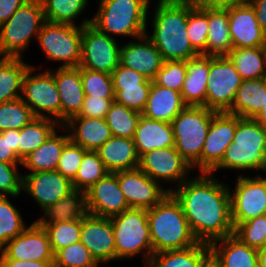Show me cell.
I'll return each instance as SVG.
<instances>
[{"mask_svg": "<svg viewBox=\"0 0 266 267\" xmlns=\"http://www.w3.org/2000/svg\"><path fill=\"white\" fill-rule=\"evenodd\" d=\"M9 142L10 148L18 156V147H19V130L9 129Z\"/></svg>", "mask_w": 266, "mask_h": 267, "instance_id": "obj_59", "label": "cell"}, {"mask_svg": "<svg viewBox=\"0 0 266 267\" xmlns=\"http://www.w3.org/2000/svg\"><path fill=\"white\" fill-rule=\"evenodd\" d=\"M52 71L61 99V125L79 114L85 93L81 81L80 67H58Z\"/></svg>", "mask_w": 266, "mask_h": 267, "instance_id": "obj_23", "label": "cell"}, {"mask_svg": "<svg viewBox=\"0 0 266 267\" xmlns=\"http://www.w3.org/2000/svg\"><path fill=\"white\" fill-rule=\"evenodd\" d=\"M111 75L114 87H131L152 84V80L147 79L144 75L121 64L117 66Z\"/></svg>", "mask_w": 266, "mask_h": 267, "instance_id": "obj_52", "label": "cell"}, {"mask_svg": "<svg viewBox=\"0 0 266 267\" xmlns=\"http://www.w3.org/2000/svg\"><path fill=\"white\" fill-rule=\"evenodd\" d=\"M235 185V189H229L234 228L266 214V178L258 174L253 178L239 175Z\"/></svg>", "mask_w": 266, "mask_h": 267, "instance_id": "obj_13", "label": "cell"}, {"mask_svg": "<svg viewBox=\"0 0 266 267\" xmlns=\"http://www.w3.org/2000/svg\"><path fill=\"white\" fill-rule=\"evenodd\" d=\"M229 33L233 48L263 47L266 32L256 19L249 2L228 7Z\"/></svg>", "mask_w": 266, "mask_h": 267, "instance_id": "obj_21", "label": "cell"}, {"mask_svg": "<svg viewBox=\"0 0 266 267\" xmlns=\"http://www.w3.org/2000/svg\"><path fill=\"white\" fill-rule=\"evenodd\" d=\"M23 190L45 210L74 191L72 181L57 170L23 175Z\"/></svg>", "mask_w": 266, "mask_h": 267, "instance_id": "obj_20", "label": "cell"}, {"mask_svg": "<svg viewBox=\"0 0 266 267\" xmlns=\"http://www.w3.org/2000/svg\"><path fill=\"white\" fill-rule=\"evenodd\" d=\"M254 8L260 27L266 32V0H248Z\"/></svg>", "mask_w": 266, "mask_h": 267, "instance_id": "obj_58", "label": "cell"}, {"mask_svg": "<svg viewBox=\"0 0 266 267\" xmlns=\"http://www.w3.org/2000/svg\"><path fill=\"white\" fill-rule=\"evenodd\" d=\"M0 259L54 261L46 230L33 221L20 235L0 249Z\"/></svg>", "mask_w": 266, "mask_h": 267, "instance_id": "obj_16", "label": "cell"}, {"mask_svg": "<svg viewBox=\"0 0 266 267\" xmlns=\"http://www.w3.org/2000/svg\"><path fill=\"white\" fill-rule=\"evenodd\" d=\"M78 25L45 21L37 37L40 48L51 61H62L60 67H79L81 58L82 26L90 24L85 18Z\"/></svg>", "mask_w": 266, "mask_h": 267, "instance_id": "obj_9", "label": "cell"}, {"mask_svg": "<svg viewBox=\"0 0 266 267\" xmlns=\"http://www.w3.org/2000/svg\"><path fill=\"white\" fill-rule=\"evenodd\" d=\"M87 214L85 191L74 190L44 210L43 217L36 220L39 225L79 220Z\"/></svg>", "mask_w": 266, "mask_h": 267, "instance_id": "obj_34", "label": "cell"}, {"mask_svg": "<svg viewBox=\"0 0 266 267\" xmlns=\"http://www.w3.org/2000/svg\"><path fill=\"white\" fill-rule=\"evenodd\" d=\"M7 196H0V249L28 226Z\"/></svg>", "mask_w": 266, "mask_h": 267, "instance_id": "obj_42", "label": "cell"}, {"mask_svg": "<svg viewBox=\"0 0 266 267\" xmlns=\"http://www.w3.org/2000/svg\"><path fill=\"white\" fill-rule=\"evenodd\" d=\"M209 246L210 257L219 267H258L257 249L234 235L215 240Z\"/></svg>", "mask_w": 266, "mask_h": 267, "instance_id": "obj_25", "label": "cell"}, {"mask_svg": "<svg viewBox=\"0 0 266 267\" xmlns=\"http://www.w3.org/2000/svg\"><path fill=\"white\" fill-rule=\"evenodd\" d=\"M41 0H29L0 26V57L23 58L32 37L45 22Z\"/></svg>", "mask_w": 266, "mask_h": 267, "instance_id": "obj_7", "label": "cell"}, {"mask_svg": "<svg viewBox=\"0 0 266 267\" xmlns=\"http://www.w3.org/2000/svg\"><path fill=\"white\" fill-rule=\"evenodd\" d=\"M202 267H219L214 261L213 259L210 257Z\"/></svg>", "mask_w": 266, "mask_h": 267, "instance_id": "obj_62", "label": "cell"}, {"mask_svg": "<svg viewBox=\"0 0 266 267\" xmlns=\"http://www.w3.org/2000/svg\"><path fill=\"white\" fill-rule=\"evenodd\" d=\"M89 0H41L45 20L76 25L74 20L86 9Z\"/></svg>", "mask_w": 266, "mask_h": 267, "instance_id": "obj_40", "label": "cell"}, {"mask_svg": "<svg viewBox=\"0 0 266 267\" xmlns=\"http://www.w3.org/2000/svg\"><path fill=\"white\" fill-rule=\"evenodd\" d=\"M243 79L227 56H210L206 108L227 112L235 100Z\"/></svg>", "mask_w": 266, "mask_h": 267, "instance_id": "obj_11", "label": "cell"}, {"mask_svg": "<svg viewBox=\"0 0 266 267\" xmlns=\"http://www.w3.org/2000/svg\"><path fill=\"white\" fill-rule=\"evenodd\" d=\"M57 131L22 160V166L29 169L30 173L56 170L63 148L70 140L69 134L58 135Z\"/></svg>", "mask_w": 266, "mask_h": 267, "instance_id": "obj_31", "label": "cell"}, {"mask_svg": "<svg viewBox=\"0 0 266 267\" xmlns=\"http://www.w3.org/2000/svg\"><path fill=\"white\" fill-rule=\"evenodd\" d=\"M266 99V77L243 80L232 107L227 113L243 118H255Z\"/></svg>", "mask_w": 266, "mask_h": 267, "instance_id": "obj_30", "label": "cell"}, {"mask_svg": "<svg viewBox=\"0 0 266 267\" xmlns=\"http://www.w3.org/2000/svg\"><path fill=\"white\" fill-rule=\"evenodd\" d=\"M60 128L69 131L70 140L86 151H97L112 137L105 118L73 116Z\"/></svg>", "mask_w": 266, "mask_h": 267, "instance_id": "obj_24", "label": "cell"}, {"mask_svg": "<svg viewBox=\"0 0 266 267\" xmlns=\"http://www.w3.org/2000/svg\"><path fill=\"white\" fill-rule=\"evenodd\" d=\"M237 115L217 112L209 126L201 152V173H210L222 160L227 147L233 142Z\"/></svg>", "mask_w": 266, "mask_h": 267, "instance_id": "obj_17", "label": "cell"}, {"mask_svg": "<svg viewBox=\"0 0 266 267\" xmlns=\"http://www.w3.org/2000/svg\"><path fill=\"white\" fill-rule=\"evenodd\" d=\"M40 226H42L48 234L53 254L59 249L80 241L81 219Z\"/></svg>", "mask_w": 266, "mask_h": 267, "instance_id": "obj_44", "label": "cell"}, {"mask_svg": "<svg viewBox=\"0 0 266 267\" xmlns=\"http://www.w3.org/2000/svg\"><path fill=\"white\" fill-rule=\"evenodd\" d=\"M119 187L130 208L151 209L157 205L171 188L151 179L139 167L115 173Z\"/></svg>", "mask_w": 266, "mask_h": 267, "instance_id": "obj_15", "label": "cell"}, {"mask_svg": "<svg viewBox=\"0 0 266 267\" xmlns=\"http://www.w3.org/2000/svg\"><path fill=\"white\" fill-rule=\"evenodd\" d=\"M35 118L30 107L21 98L0 103V132L8 129L21 130Z\"/></svg>", "mask_w": 266, "mask_h": 267, "instance_id": "obj_43", "label": "cell"}, {"mask_svg": "<svg viewBox=\"0 0 266 267\" xmlns=\"http://www.w3.org/2000/svg\"><path fill=\"white\" fill-rule=\"evenodd\" d=\"M133 141L139 157L148 151L175 145L171 123L152 120L143 115L138 120Z\"/></svg>", "mask_w": 266, "mask_h": 267, "instance_id": "obj_27", "label": "cell"}, {"mask_svg": "<svg viewBox=\"0 0 266 267\" xmlns=\"http://www.w3.org/2000/svg\"><path fill=\"white\" fill-rule=\"evenodd\" d=\"M195 5L208 8H227L248 2V0H192Z\"/></svg>", "mask_w": 266, "mask_h": 267, "instance_id": "obj_57", "label": "cell"}, {"mask_svg": "<svg viewBox=\"0 0 266 267\" xmlns=\"http://www.w3.org/2000/svg\"><path fill=\"white\" fill-rule=\"evenodd\" d=\"M0 161V196L17 197L23 191V175L18 173V166Z\"/></svg>", "mask_w": 266, "mask_h": 267, "instance_id": "obj_51", "label": "cell"}, {"mask_svg": "<svg viewBox=\"0 0 266 267\" xmlns=\"http://www.w3.org/2000/svg\"><path fill=\"white\" fill-rule=\"evenodd\" d=\"M86 152L80 145L69 140L63 148L56 170L72 181Z\"/></svg>", "mask_w": 266, "mask_h": 267, "instance_id": "obj_50", "label": "cell"}, {"mask_svg": "<svg viewBox=\"0 0 266 267\" xmlns=\"http://www.w3.org/2000/svg\"><path fill=\"white\" fill-rule=\"evenodd\" d=\"M186 72V60L164 61L152 81L157 85L181 92Z\"/></svg>", "mask_w": 266, "mask_h": 267, "instance_id": "obj_48", "label": "cell"}, {"mask_svg": "<svg viewBox=\"0 0 266 267\" xmlns=\"http://www.w3.org/2000/svg\"><path fill=\"white\" fill-rule=\"evenodd\" d=\"M140 116L141 113L114 101L105 120L112 136L133 139Z\"/></svg>", "mask_w": 266, "mask_h": 267, "instance_id": "obj_39", "label": "cell"}, {"mask_svg": "<svg viewBox=\"0 0 266 267\" xmlns=\"http://www.w3.org/2000/svg\"><path fill=\"white\" fill-rule=\"evenodd\" d=\"M89 250L81 242L59 249L54 254L53 267H98Z\"/></svg>", "mask_w": 266, "mask_h": 267, "instance_id": "obj_45", "label": "cell"}, {"mask_svg": "<svg viewBox=\"0 0 266 267\" xmlns=\"http://www.w3.org/2000/svg\"><path fill=\"white\" fill-rule=\"evenodd\" d=\"M265 165L266 128L254 118L237 116L233 142L225 150L221 162L210 173L227 168L239 171L264 170Z\"/></svg>", "mask_w": 266, "mask_h": 267, "instance_id": "obj_4", "label": "cell"}, {"mask_svg": "<svg viewBox=\"0 0 266 267\" xmlns=\"http://www.w3.org/2000/svg\"><path fill=\"white\" fill-rule=\"evenodd\" d=\"M147 215L153 254L186 249L199 242L190 229L180 203L170 192L148 209Z\"/></svg>", "mask_w": 266, "mask_h": 267, "instance_id": "obj_3", "label": "cell"}, {"mask_svg": "<svg viewBox=\"0 0 266 267\" xmlns=\"http://www.w3.org/2000/svg\"><path fill=\"white\" fill-rule=\"evenodd\" d=\"M61 125L49 118L36 117L19 130L18 157L22 161L36 148L41 146Z\"/></svg>", "mask_w": 266, "mask_h": 267, "instance_id": "obj_37", "label": "cell"}, {"mask_svg": "<svg viewBox=\"0 0 266 267\" xmlns=\"http://www.w3.org/2000/svg\"><path fill=\"white\" fill-rule=\"evenodd\" d=\"M54 261L0 259V267H53Z\"/></svg>", "mask_w": 266, "mask_h": 267, "instance_id": "obj_56", "label": "cell"}, {"mask_svg": "<svg viewBox=\"0 0 266 267\" xmlns=\"http://www.w3.org/2000/svg\"><path fill=\"white\" fill-rule=\"evenodd\" d=\"M29 0H0V26Z\"/></svg>", "mask_w": 266, "mask_h": 267, "instance_id": "obj_55", "label": "cell"}, {"mask_svg": "<svg viewBox=\"0 0 266 267\" xmlns=\"http://www.w3.org/2000/svg\"><path fill=\"white\" fill-rule=\"evenodd\" d=\"M96 152L109 173L139 166V156L131 138L112 136Z\"/></svg>", "mask_w": 266, "mask_h": 267, "instance_id": "obj_29", "label": "cell"}, {"mask_svg": "<svg viewBox=\"0 0 266 267\" xmlns=\"http://www.w3.org/2000/svg\"><path fill=\"white\" fill-rule=\"evenodd\" d=\"M80 241L97 263L116 260L114 231L110 218L87 213L81 219Z\"/></svg>", "mask_w": 266, "mask_h": 267, "instance_id": "obj_18", "label": "cell"}, {"mask_svg": "<svg viewBox=\"0 0 266 267\" xmlns=\"http://www.w3.org/2000/svg\"><path fill=\"white\" fill-rule=\"evenodd\" d=\"M187 72L181 90L186 106L206 107L207 78L210 69V56L199 54L186 60Z\"/></svg>", "mask_w": 266, "mask_h": 267, "instance_id": "obj_26", "label": "cell"}, {"mask_svg": "<svg viewBox=\"0 0 266 267\" xmlns=\"http://www.w3.org/2000/svg\"><path fill=\"white\" fill-rule=\"evenodd\" d=\"M87 213L110 218L130 209L115 173H108L85 191Z\"/></svg>", "mask_w": 266, "mask_h": 267, "instance_id": "obj_19", "label": "cell"}, {"mask_svg": "<svg viewBox=\"0 0 266 267\" xmlns=\"http://www.w3.org/2000/svg\"><path fill=\"white\" fill-rule=\"evenodd\" d=\"M258 123H260L264 128H266V104H264L261 111L254 118Z\"/></svg>", "mask_w": 266, "mask_h": 267, "instance_id": "obj_61", "label": "cell"}, {"mask_svg": "<svg viewBox=\"0 0 266 267\" xmlns=\"http://www.w3.org/2000/svg\"><path fill=\"white\" fill-rule=\"evenodd\" d=\"M242 243L254 249L266 246V214L238 224L234 234Z\"/></svg>", "mask_w": 266, "mask_h": 267, "instance_id": "obj_47", "label": "cell"}, {"mask_svg": "<svg viewBox=\"0 0 266 267\" xmlns=\"http://www.w3.org/2000/svg\"><path fill=\"white\" fill-rule=\"evenodd\" d=\"M0 161L11 164H22L17 154L10 148L9 129L0 132Z\"/></svg>", "mask_w": 266, "mask_h": 267, "instance_id": "obj_54", "label": "cell"}, {"mask_svg": "<svg viewBox=\"0 0 266 267\" xmlns=\"http://www.w3.org/2000/svg\"><path fill=\"white\" fill-rule=\"evenodd\" d=\"M35 68L31 65L24 75L21 99L36 117L53 119L61 125V99L54 75L50 69L33 75Z\"/></svg>", "mask_w": 266, "mask_h": 267, "instance_id": "obj_10", "label": "cell"}, {"mask_svg": "<svg viewBox=\"0 0 266 267\" xmlns=\"http://www.w3.org/2000/svg\"><path fill=\"white\" fill-rule=\"evenodd\" d=\"M213 176L200 173L170 189L195 238L207 244L234 234L230 187Z\"/></svg>", "mask_w": 266, "mask_h": 267, "instance_id": "obj_1", "label": "cell"}, {"mask_svg": "<svg viewBox=\"0 0 266 267\" xmlns=\"http://www.w3.org/2000/svg\"><path fill=\"white\" fill-rule=\"evenodd\" d=\"M217 112L206 107L186 106L171 122L176 150L201 172V152L212 117Z\"/></svg>", "mask_w": 266, "mask_h": 267, "instance_id": "obj_6", "label": "cell"}, {"mask_svg": "<svg viewBox=\"0 0 266 267\" xmlns=\"http://www.w3.org/2000/svg\"><path fill=\"white\" fill-rule=\"evenodd\" d=\"M208 34V7L197 6L188 0L187 35L193 49L206 55Z\"/></svg>", "mask_w": 266, "mask_h": 267, "instance_id": "obj_38", "label": "cell"}, {"mask_svg": "<svg viewBox=\"0 0 266 267\" xmlns=\"http://www.w3.org/2000/svg\"><path fill=\"white\" fill-rule=\"evenodd\" d=\"M120 47L115 37L99 31L91 23L82 26L79 67L112 74L120 64Z\"/></svg>", "mask_w": 266, "mask_h": 267, "instance_id": "obj_12", "label": "cell"}, {"mask_svg": "<svg viewBox=\"0 0 266 267\" xmlns=\"http://www.w3.org/2000/svg\"><path fill=\"white\" fill-rule=\"evenodd\" d=\"M185 107L181 92L157 85L152 81L147 104L141 115L152 120L171 123Z\"/></svg>", "mask_w": 266, "mask_h": 267, "instance_id": "obj_28", "label": "cell"}, {"mask_svg": "<svg viewBox=\"0 0 266 267\" xmlns=\"http://www.w3.org/2000/svg\"><path fill=\"white\" fill-rule=\"evenodd\" d=\"M110 219L114 231L116 260L130 259L141 253L147 265L153 255L147 210L130 208Z\"/></svg>", "mask_w": 266, "mask_h": 267, "instance_id": "obj_8", "label": "cell"}, {"mask_svg": "<svg viewBox=\"0 0 266 267\" xmlns=\"http://www.w3.org/2000/svg\"><path fill=\"white\" fill-rule=\"evenodd\" d=\"M258 267H266V246L257 250Z\"/></svg>", "mask_w": 266, "mask_h": 267, "instance_id": "obj_60", "label": "cell"}, {"mask_svg": "<svg viewBox=\"0 0 266 267\" xmlns=\"http://www.w3.org/2000/svg\"><path fill=\"white\" fill-rule=\"evenodd\" d=\"M233 49L227 8H208L206 55L227 56Z\"/></svg>", "mask_w": 266, "mask_h": 267, "instance_id": "obj_33", "label": "cell"}, {"mask_svg": "<svg viewBox=\"0 0 266 267\" xmlns=\"http://www.w3.org/2000/svg\"><path fill=\"white\" fill-rule=\"evenodd\" d=\"M138 40V41H136ZM120 64L153 80L164 60L147 34L120 47Z\"/></svg>", "mask_w": 266, "mask_h": 267, "instance_id": "obj_22", "label": "cell"}, {"mask_svg": "<svg viewBox=\"0 0 266 267\" xmlns=\"http://www.w3.org/2000/svg\"><path fill=\"white\" fill-rule=\"evenodd\" d=\"M108 173L98 153L96 151H87L75 178L72 180L73 188L74 190L86 191Z\"/></svg>", "mask_w": 266, "mask_h": 267, "instance_id": "obj_41", "label": "cell"}, {"mask_svg": "<svg viewBox=\"0 0 266 267\" xmlns=\"http://www.w3.org/2000/svg\"><path fill=\"white\" fill-rule=\"evenodd\" d=\"M209 258V244L198 242L186 249L154 253L145 267H202Z\"/></svg>", "mask_w": 266, "mask_h": 267, "instance_id": "obj_32", "label": "cell"}, {"mask_svg": "<svg viewBox=\"0 0 266 267\" xmlns=\"http://www.w3.org/2000/svg\"><path fill=\"white\" fill-rule=\"evenodd\" d=\"M227 57L243 80L266 77V52L263 47L233 48Z\"/></svg>", "mask_w": 266, "mask_h": 267, "instance_id": "obj_36", "label": "cell"}, {"mask_svg": "<svg viewBox=\"0 0 266 267\" xmlns=\"http://www.w3.org/2000/svg\"><path fill=\"white\" fill-rule=\"evenodd\" d=\"M151 179L161 182H174L175 187L180 186L188 179L192 167L183 159L174 146L154 149L139 157V166ZM178 182V183H176Z\"/></svg>", "mask_w": 266, "mask_h": 267, "instance_id": "obj_14", "label": "cell"}, {"mask_svg": "<svg viewBox=\"0 0 266 267\" xmlns=\"http://www.w3.org/2000/svg\"><path fill=\"white\" fill-rule=\"evenodd\" d=\"M23 58L0 57V103L21 98L25 73L31 66Z\"/></svg>", "mask_w": 266, "mask_h": 267, "instance_id": "obj_35", "label": "cell"}, {"mask_svg": "<svg viewBox=\"0 0 266 267\" xmlns=\"http://www.w3.org/2000/svg\"><path fill=\"white\" fill-rule=\"evenodd\" d=\"M114 98L85 96L81 111L76 116L86 118H105Z\"/></svg>", "mask_w": 266, "mask_h": 267, "instance_id": "obj_53", "label": "cell"}, {"mask_svg": "<svg viewBox=\"0 0 266 267\" xmlns=\"http://www.w3.org/2000/svg\"><path fill=\"white\" fill-rule=\"evenodd\" d=\"M81 81L85 96L115 98L111 74L81 68Z\"/></svg>", "mask_w": 266, "mask_h": 267, "instance_id": "obj_46", "label": "cell"}, {"mask_svg": "<svg viewBox=\"0 0 266 267\" xmlns=\"http://www.w3.org/2000/svg\"><path fill=\"white\" fill-rule=\"evenodd\" d=\"M155 6L153 33L147 36L162 59L188 60L198 56L187 35L188 0H158Z\"/></svg>", "mask_w": 266, "mask_h": 267, "instance_id": "obj_2", "label": "cell"}, {"mask_svg": "<svg viewBox=\"0 0 266 267\" xmlns=\"http://www.w3.org/2000/svg\"><path fill=\"white\" fill-rule=\"evenodd\" d=\"M150 87L151 85L114 87V101L142 113L147 104Z\"/></svg>", "mask_w": 266, "mask_h": 267, "instance_id": "obj_49", "label": "cell"}, {"mask_svg": "<svg viewBox=\"0 0 266 267\" xmlns=\"http://www.w3.org/2000/svg\"><path fill=\"white\" fill-rule=\"evenodd\" d=\"M150 2L151 0H100L98 12L93 16L91 24L110 37H141L147 34Z\"/></svg>", "mask_w": 266, "mask_h": 267, "instance_id": "obj_5", "label": "cell"}]
</instances>
